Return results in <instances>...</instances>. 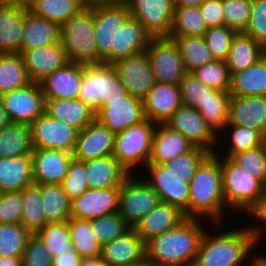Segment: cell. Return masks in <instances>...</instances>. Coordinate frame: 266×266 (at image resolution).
I'll return each instance as SVG.
<instances>
[{
	"label": "cell",
	"mask_w": 266,
	"mask_h": 266,
	"mask_svg": "<svg viewBox=\"0 0 266 266\" xmlns=\"http://www.w3.org/2000/svg\"><path fill=\"white\" fill-rule=\"evenodd\" d=\"M247 213L248 217H251L258 221L263 225H257L256 227H246V229L249 231V233L253 236L254 240L256 243L260 244L264 238V225H266V190L264 193L261 195L260 198H258L246 211L244 214ZM251 216H249V215Z\"/></svg>",
	"instance_id": "cell-59"
},
{
	"label": "cell",
	"mask_w": 266,
	"mask_h": 266,
	"mask_svg": "<svg viewBox=\"0 0 266 266\" xmlns=\"http://www.w3.org/2000/svg\"><path fill=\"white\" fill-rule=\"evenodd\" d=\"M120 188L88 189L71 201V217L91 220L118 212Z\"/></svg>",
	"instance_id": "cell-20"
},
{
	"label": "cell",
	"mask_w": 266,
	"mask_h": 266,
	"mask_svg": "<svg viewBox=\"0 0 266 266\" xmlns=\"http://www.w3.org/2000/svg\"><path fill=\"white\" fill-rule=\"evenodd\" d=\"M41 196L47 223L63 222L71 217V200L61 184H41Z\"/></svg>",
	"instance_id": "cell-37"
},
{
	"label": "cell",
	"mask_w": 266,
	"mask_h": 266,
	"mask_svg": "<svg viewBox=\"0 0 266 266\" xmlns=\"http://www.w3.org/2000/svg\"><path fill=\"white\" fill-rule=\"evenodd\" d=\"M128 266H159L150 261L147 257L144 258L142 261H139L137 263L130 264Z\"/></svg>",
	"instance_id": "cell-69"
},
{
	"label": "cell",
	"mask_w": 266,
	"mask_h": 266,
	"mask_svg": "<svg viewBox=\"0 0 266 266\" xmlns=\"http://www.w3.org/2000/svg\"><path fill=\"white\" fill-rule=\"evenodd\" d=\"M34 0H0V5L29 9Z\"/></svg>",
	"instance_id": "cell-62"
},
{
	"label": "cell",
	"mask_w": 266,
	"mask_h": 266,
	"mask_svg": "<svg viewBox=\"0 0 266 266\" xmlns=\"http://www.w3.org/2000/svg\"><path fill=\"white\" fill-rule=\"evenodd\" d=\"M192 73L208 87L229 91L231 75L224 60L214 59L212 62L196 68Z\"/></svg>",
	"instance_id": "cell-49"
},
{
	"label": "cell",
	"mask_w": 266,
	"mask_h": 266,
	"mask_svg": "<svg viewBox=\"0 0 266 266\" xmlns=\"http://www.w3.org/2000/svg\"><path fill=\"white\" fill-rule=\"evenodd\" d=\"M208 30L200 7L174 8L173 22L169 36H203Z\"/></svg>",
	"instance_id": "cell-43"
},
{
	"label": "cell",
	"mask_w": 266,
	"mask_h": 266,
	"mask_svg": "<svg viewBox=\"0 0 266 266\" xmlns=\"http://www.w3.org/2000/svg\"><path fill=\"white\" fill-rule=\"evenodd\" d=\"M31 83L20 53L0 56V95Z\"/></svg>",
	"instance_id": "cell-40"
},
{
	"label": "cell",
	"mask_w": 266,
	"mask_h": 266,
	"mask_svg": "<svg viewBox=\"0 0 266 266\" xmlns=\"http://www.w3.org/2000/svg\"><path fill=\"white\" fill-rule=\"evenodd\" d=\"M90 226L101 246L118 238L131 228L118 212L91 219Z\"/></svg>",
	"instance_id": "cell-47"
},
{
	"label": "cell",
	"mask_w": 266,
	"mask_h": 266,
	"mask_svg": "<svg viewBox=\"0 0 266 266\" xmlns=\"http://www.w3.org/2000/svg\"><path fill=\"white\" fill-rule=\"evenodd\" d=\"M229 131L227 133L229 136L228 140H230L227 153L225 154V158H231L236 153L241 151H246L249 149L256 148L258 146L263 145V134L253 128L226 124L223 131Z\"/></svg>",
	"instance_id": "cell-45"
},
{
	"label": "cell",
	"mask_w": 266,
	"mask_h": 266,
	"mask_svg": "<svg viewBox=\"0 0 266 266\" xmlns=\"http://www.w3.org/2000/svg\"><path fill=\"white\" fill-rule=\"evenodd\" d=\"M165 125L174 131L180 132L195 147L205 149L211 154L218 152L215 151V148L219 145L220 137L207 124L199 111L193 107L181 104L165 122Z\"/></svg>",
	"instance_id": "cell-11"
},
{
	"label": "cell",
	"mask_w": 266,
	"mask_h": 266,
	"mask_svg": "<svg viewBox=\"0 0 266 266\" xmlns=\"http://www.w3.org/2000/svg\"><path fill=\"white\" fill-rule=\"evenodd\" d=\"M44 112L60 119L77 131H81L95 119V112L82 100L78 99H45Z\"/></svg>",
	"instance_id": "cell-30"
},
{
	"label": "cell",
	"mask_w": 266,
	"mask_h": 266,
	"mask_svg": "<svg viewBox=\"0 0 266 266\" xmlns=\"http://www.w3.org/2000/svg\"><path fill=\"white\" fill-rule=\"evenodd\" d=\"M252 0H222L224 26L239 32L247 28Z\"/></svg>",
	"instance_id": "cell-53"
},
{
	"label": "cell",
	"mask_w": 266,
	"mask_h": 266,
	"mask_svg": "<svg viewBox=\"0 0 266 266\" xmlns=\"http://www.w3.org/2000/svg\"><path fill=\"white\" fill-rule=\"evenodd\" d=\"M23 204L22 191L0 193V224H21Z\"/></svg>",
	"instance_id": "cell-56"
},
{
	"label": "cell",
	"mask_w": 266,
	"mask_h": 266,
	"mask_svg": "<svg viewBox=\"0 0 266 266\" xmlns=\"http://www.w3.org/2000/svg\"><path fill=\"white\" fill-rule=\"evenodd\" d=\"M177 45L187 72L214 60L203 36H169Z\"/></svg>",
	"instance_id": "cell-39"
},
{
	"label": "cell",
	"mask_w": 266,
	"mask_h": 266,
	"mask_svg": "<svg viewBox=\"0 0 266 266\" xmlns=\"http://www.w3.org/2000/svg\"><path fill=\"white\" fill-rule=\"evenodd\" d=\"M243 33L266 47V0H252L251 15Z\"/></svg>",
	"instance_id": "cell-58"
},
{
	"label": "cell",
	"mask_w": 266,
	"mask_h": 266,
	"mask_svg": "<svg viewBox=\"0 0 266 266\" xmlns=\"http://www.w3.org/2000/svg\"><path fill=\"white\" fill-rule=\"evenodd\" d=\"M10 123V120L8 118V115L6 114V111L3 106V102L0 98V129H2L4 126L8 125Z\"/></svg>",
	"instance_id": "cell-68"
},
{
	"label": "cell",
	"mask_w": 266,
	"mask_h": 266,
	"mask_svg": "<svg viewBox=\"0 0 266 266\" xmlns=\"http://www.w3.org/2000/svg\"><path fill=\"white\" fill-rule=\"evenodd\" d=\"M153 188L144 180L130 174L120 186L118 213L134 227L144 216L160 204Z\"/></svg>",
	"instance_id": "cell-9"
},
{
	"label": "cell",
	"mask_w": 266,
	"mask_h": 266,
	"mask_svg": "<svg viewBox=\"0 0 266 266\" xmlns=\"http://www.w3.org/2000/svg\"><path fill=\"white\" fill-rule=\"evenodd\" d=\"M230 95L266 96V55L248 68L231 74Z\"/></svg>",
	"instance_id": "cell-34"
},
{
	"label": "cell",
	"mask_w": 266,
	"mask_h": 266,
	"mask_svg": "<svg viewBox=\"0 0 266 266\" xmlns=\"http://www.w3.org/2000/svg\"><path fill=\"white\" fill-rule=\"evenodd\" d=\"M181 104L179 85L155 82L143 99V113L151 122L165 124Z\"/></svg>",
	"instance_id": "cell-21"
},
{
	"label": "cell",
	"mask_w": 266,
	"mask_h": 266,
	"mask_svg": "<svg viewBox=\"0 0 266 266\" xmlns=\"http://www.w3.org/2000/svg\"><path fill=\"white\" fill-rule=\"evenodd\" d=\"M181 102L198 110L214 89L203 84L192 72H187L179 83Z\"/></svg>",
	"instance_id": "cell-51"
},
{
	"label": "cell",
	"mask_w": 266,
	"mask_h": 266,
	"mask_svg": "<svg viewBox=\"0 0 266 266\" xmlns=\"http://www.w3.org/2000/svg\"><path fill=\"white\" fill-rule=\"evenodd\" d=\"M238 32L227 26L211 27L203 35L215 60H226L233 38Z\"/></svg>",
	"instance_id": "cell-52"
},
{
	"label": "cell",
	"mask_w": 266,
	"mask_h": 266,
	"mask_svg": "<svg viewBox=\"0 0 266 266\" xmlns=\"http://www.w3.org/2000/svg\"><path fill=\"white\" fill-rule=\"evenodd\" d=\"M31 82L40 83L51 73L68 63L60 42L26 50L22 54Z\"/></svg>",
	"instance_id": "cell-24"
},
{
	"label": "cell",
	"mask_w": 266,
	"mask_h": 266,
	"mask_svg": "<svg viewBox=\"0 0 266 266\" xmlns=\"http://www.w3.org/2000/svg\"><path fill=\"white\" fill-rule=\"evenodd\" d=\"M231 158L266 187V150L263 145L236 153Z\"/></svg>",
	"instance_id": "cell-54"
},
{
	"label": "cell",
	"mask_w": 266,
	"mask_h": 266,
	"mask_svg": "<svg viewBox=\"0 0 266 266\" xmlns=\"http://www.w3.org/2000/svg\"><path fill=\"white\" fill-rule=\"evenodd\" d=\"M0 266H22L21 257H0Z\"/></svg>",
	"instance_id": "cell-65"
},
{
	"label": "cell",
	"mask_w": 266,
	"mask_h": 266,
	"mask_svg": "<svg viewBox=\"0 0 266 266\" xmlns=\"http://www.w3.org/2000/svg\"><path fill=\"white\" fill-rule=\"evenodd\" d=\"M23 212L21 225L31 234L41 230L47 220L42 207L41 185L33 184L22 190Z\"/></svg>",
	"instance_id": "cell-42"
},
{
	"label": "cell",
	"mask_w": 266,
	"mask_h": 266,
	"mask_svg": "<svg viewBox=\"0 0 266 266\" xmlns=\"http://www.w3.org/2000/svg\"><path fill=\"white\" fill-rule=\"evenodd\" d=\"M95 119L111 132L119 133L145 119L143 100L131 94L122 99L108 100L96 113Z\"/></svg>",
	"instance_id": "cell-17"
},
{
	"label": "cell",
	"mask_w": 266,
	"mask_h": 266,
	"mask_svg": "<svg viewBox=\"0 0 266 266\" xmlns=\"http://www.w3.org/2000/svg\"><path fill=\"white\" fill-rule=\"evenodd\" d=\"M101 257L107 266H128L146 258V243L131 227L118 238L104 244Z\"/></svg>",
	"instance_id": "cell-22"
},
{
	"label": "cell",
	"mask_w": 266,
	"mask_h": 266,
	"mask_svg": "<svg viewBox=\"0 0 266 266\" xmlns=\"http://www.w3.org/2000/svg\"><path fill=\"white\" fill-rule=\"evenodd\" d=\"M145 167L150 177L144 180L157 193L160 202L178 207L189 217L190 187L185 176L171 173L163 164L147 163Z\"/></svg>",
	"instance_id": "cell-12"
},
{
	"label": "cell",
	"mask_w": 266,
	"mask_h": 266,
	"mask_svg": "<svg viewBox=\"0 0 266 266\" xmlns=\"http://www.w3.org/2000/svg\"><path fill=\"white\" fill-rule=\"evenodd\" d=\"M211 153L205 149L194 147L190 152L178 155L177 157L163 163L173 174L185 176V181L190 183L197 168Z\"/></svg>",
	"instance_id": "cell-50"
},
{
	"label": "cell",
	"mask_w": 266,
	"mask_h": 266,
	"mask_svg": "<svg viewBox=\"0 0 266 266\" xmlns=\"http://www.w3.org/2000/svg\"><path fill=\"white\" fill-rule=\"evenodd\" d=\"M221 170L226 208L245 213L266 187L232 158L221 159Z\"/></svg>",
	"instance_id": "cell-7"
},
{
	"label": "cell",
	"mask_w": 266,
	"mask_h": 266,
	"mask_svg": "<svg viewBox=\"0 0 266 266\" xmlns=\"http://www.w3.org/2000/svg\"><path fill=\"white\" fill-rule=\"evenodd\" d=\"M68 225L74 251L82 258L101 255L102 246L96 240L91 230L90 220L70 217L68 219Z\"/></svg>",
	"instance_id": "cell-44"
},
{
	"label": "cell",
	"mask_w": 266,
	"mask_h": 266,
	"mask_svg": "<svg viewBox=\"0 0 266 266\" xmlns=\"http://www.w3.org/2000/svg\"><path fill=\"white\" fill-rule=\"evenodd\" d=\"M200 9L208 28L224 26L222 0H206Z\"/></svg>",
	"instance_id": "cell-60"
},
{
	"label": "cell",
	"mask_w": 266,
	"mask_h": 266,
	"mask_svg": "<svg viewBox=\"0 0 266 266\" xmlns=\"http://www.w3.org/2000/svg\"><path fill=\"white\" fill-rule=\"evenodd\" d=\"M95 41L98 50V65L113 64L114 32L130 17L129 8L123 3L94 5Z\"/></svg>",
	"instance_id": "cell-8"
},
{
	"label": "cell",
	"mask_w": 266,
	"mask_h": 266,
	"mask_svg": "<svg viewBox=\"0 0 266 266\" xmlns=\"http://www.w3.org/2000/svg\"><path fill=\"white\" fill-rule=\"evenodd\" d=\"M263 146H264V148L266 150V131H265V133L263 135Z\"/></svg>",
	"instance_id": "cell-70"
},
{
	"label": "cell",
	"mask_w": 266,
	"mask_h": 266,
	"mask_svg": "<svg viewBox=\"0 0 266 266\" xmlns=\"http://www.w3.org/2000/svg\"><path fill=\"white\" fill-rule=\"evenodd\" d=\"M47 246L52 256L73 248L70 239L68 220L63 222L47 223L41 230L35 233Z\"/></svg>",
	"instance_id": "cell-48"
},
{
	"label": "cell",
	"mask_w": 266,
	"mask_h": 266,
	"mask_svg": "<svg viewBox=\"0 0 266 266\" xmlns=\"http://www.w3.org/2000/svg\"><path fill=\"white\" fill-rule=\"evenodd\" d=\"M60 42V26L34 15L27 9L23 26L21 54L26 50Z\"/></svg>",
	"instance_id": "cell-31"
},
{
	"label": "cell",
	"mask_w": 266,
	"mask_h": 266,
	"mask_svg": "<svg viewBox=\"0 0 266 266\" xmlns=\"http://www.w3.org/2000/svg\"><path fill=\"white\" fill-rule=\"evenodd\" d=\"M30 235L21 224H0V257H21Z\"/></svg>",
	"instance_id": "cell-46"
},
{
	"label": "cell",
	"mask_w": 266,
	"mask_h": 266,
	"mask_svg": "<svg viewBox=\"0 0 266 266\" xmlns=\"http://www.w3.org/2000/svg\"><path fill=\"white\" fill-rule=\"evenodd\" d=\"M230 98L231 95L228 91L214 89L209 93L205 103L198 109L200 115L219 136L228 123Z\"/></svg>",
	"instance_id": "cell-41"
},
{
	"label": "cell",
	"mask_w": 266,
	"mask_h": 266,
	"mask_svg": "<svg viewBox=\"0 0 266 266\" xmlns=\"http://www.w3.org/2000/svg\"><path fill=\"white\" fill-rule=\"evenodd\" d=\"M116 134L94 119L89 125L78 131L73 158L88 161L113 154Z\"/></svg>",
	"instance_id": "cell-18"
},
{
	"label": "cell",
	"mask_w": 266,
	"mask_h": 266,
	"mask_svg": "<svg viewBox=\"0 0 266 266\" xmlns=\"http://www.w3.org/2000/svg\"><path fill=\"white\" fill-rule=\"evenodd\" d=\"M227 124L266 131V96L231 95Z\"/></svg>",
	"instance_id": "cell-25"
},
{
	"label": "cell",
	"mask_w": 266,
	"mask_h": 266,
	"mask_svg": "<svg viewBox=\"0 0 266 266\" xmlns=\"http://www.w3.org/2000/svg\"><path fill=\"white\" fill-rule=\"evenodd\" d=\"M128 94L143 100L155 84L146 51L112 64Z\"/></svg>",
	"instance_id": "cell-16"
},
{
	"label": "cell",
	"mask_w": 266,
	"mask_h": 266,
	"mask_svg": "<svg viewBox=\"0 0 266 266\" xmlns=\"http://www.w3.org/2000/svg\"><path fill=\"white\" fill-rule=\"evenodd\" d=\"M86 7L82 0H34L28 10L61 26Z\"/></svg>",
	"instance_id": "cell-38"
},
{
	"label": "cell",
	"mask_w": 266,
	"mask_h": 266,
	"mask_svg": "<svg viewBox=\"0 0 266 266\" xmlns=\"http://www.w3.org/2000/svg\"><path fill=\"white\" fill-rule=\"evenodd\" d=\"M27 9L0 5V50L3 54L20 53Z\"/></svg>",
	"instance_id": "cell-33"
},
{
	"label": "cell",
	"mask_w": 266,
	"mask_h": 266,
	"mask_svg": "<svg viewBox=\"0 0 266 266\" xmlns=\"http://www.w3.org/2000/svg\"><path fill=\"white\" fill-rule=\"evenodd\" d=\"M33 184L31 155L0 158V193L22 191Z\"/></svg>",
	"instance_id": "cell-32"
},
{
	"label": "cell",
	"mask_w": 266,
	"mask_h": 266,
	"mask_svg": "<svg viewBox=\"0 0 266 266\" xmlns=\"http://www.w3.org/2000/svg\"><path fill=\"white\" fill-rule=\"evenodd\" d=\"M123 0H82V2L87 6H94V5H104V4H114L118 2H122Z\"/></svg>",
	"instance_id": "cell-67"
},
{
	"label": "cell",
	"mask_w": 266,
	"mask_h": 266,
	"mask_svg": "<svg viewBox=\"0 0 266 266\" xmlns=\"http://www.w3.org/2000/svg\"><path fill=\"white\" fill-rule=\"evenodd\" d=\"M117 71L112 65H84L83 79L78 98L95 113L108 100L122 99L127 95Z\"/></svg>",
	"instance_id": "cell-5"
},
{
	"label": "cell",
	"mask_w": 266,
	"mask_h": 266,
	"mask_svg": "<svg viewBox=\"0 0 266 266\" xmlns=\"http://www.w3.org/2000/svg\"><path fill=\"white\" fill-rule=\"evenodd\" d=\"M215 233L205 231L193 266H243L258 245L244 227Z\"/></svg>",
	"instance_id": "cell-3"
},
{
	"label": "cell",
	"mask_w": 266,
	"mask_h": 266,
	"mask_svg": "<svg viewBox=\"0 0 266 266\" xmlns=\"http://www.w3.org/2000/svg\"><path fill=\"white\" fill-rule=\"evenodd\" d=\"M83 162L88 189L120 188L130 175L113 155Z\"/></svg>",
	"instance_id": "cell-27"
},
{
	"label": "cell",
	"mask_w": 266,
	"mask_h": 266,
	"mask_svg": "<svg viewBox=\"0 0 266 266\" xmlns=\"http://www.w3.org/2000/svg\"><path fill=\"white\" fill-rule=\"evenodd\" d=\"M10 122L30 125L44 113L45 99L40 83L30 84L0 95Z\"/></svg>",
	"instance_id": "cell-13"
},
{
	"label": "cell",
	"mask_w": 266,
	"mask_h": 266,
	"mask_svg": "<svg viewBox=\"0 0 266 266\" xmlns=\"http://www.w3.org/2000/svg\"><path fill=\"white\" fill-rule=\"evenodd\" d=\"M61 186L71 201L88 190L86 168L83 161L72 159Z\"/></svg>",
	"instance_id": "cell-55"
},
{
	"label": "cell",
	"mask_w": 266,
	"mask_h": 266,
	"mask_svg": "<svg viewBox=\"0 0 266 266\" xmlns=\"http://www.w3.org/2000/svg\"><path fill=\"white\" fill-rule=\"evenodd\" d=\"M252 254L249 255L251 257L250 260L247 259V261H251L249 266H266V256L262 254V256L260 254H257V256L253 255V252H251Z\"/></svg>",
	"instance_id": "cell-66"
},
{
	"label": "cell",
	"mask_w": 266,
	"mask_h": 266,
	"mask_svg": "<svg viewBox=\"0 0 266 266\" xmlns=\"http://www.w3.org/2000/svg\"><path fill=\"white\" fill-rule=\"evenodd\" d=\"M186 218L184 212L178 207L161 202L133 228L139 237L147 243L152 238L177 227Z\"/></svg>",
	"instance_id": "cell-26"
},
{
	"label": "cell",
	"mask_w": 266,
	"mask_h": 266,
	"mask_svg": "<svg viewBox=\"0 0 266 266\" xmlns=\"http://www.w3.org/2000/svg\"><path fill=\"white\" fill-rule=\"evenodd\" d=\"M131 18L137 19L153 37H169L174 14L172 0H123Z\"/></svg>",
	"instance_id": "cell-14"
},
{
	"label": "cell",
	"mask_w": 266,
	"mask_h": 266,
	"mask_svg": "<svg viewBox=\"0 0 266 266\" xmlns=\"http://www.w3.org/2000/svg\"><path fill=\"white\" fill-rule=\"evenodd\" d=\"M194 147L180 132L165 124H157L148 163L163 164L178 155L190 152Z\"/></svg>",
	"instance_id": "cell-29"
},
{
	"label": "cell",
	"mask_w": 266,
	"mask_h": 266,
	"mask_svg": "<svg viewBox=\"0 0 266 266\" xmlns=\"http://www.w3.org/2000/svg\"><path fill=\"white\" fill-rule=\"evenodd\" d=\"M22 266H52V257L47 246L36 235L31 234L21 256Z\"/></svg>",
	"instance_id": "cell-57"
},
{
	"label": "cell",
	"mask_w": 266,
	"mask_h": 266,
	"mask_svg": "<svg viewBox=\"0 0 266 266\" xmlns=\"http://www.w3.org/2000/svg\"><path fill=\"white\" fill-rule=\"evenodd\" d=\"M204 219L187 217L177 227L146 243V257L159 266H193L206 228Z\"/></svg>",
	"instance_id": "cell-1"
},
{
	"label": "cell",
	"mask_w": 266,
	"mask_h": 266,
	"mask_svg": "<svg viewBox=\"0 0 266 266\" xmlns=\"http://www.w3.org/2000/svg\"><path fill=\"white\" fill-rule=\"evenodd\" d=\"M31 157L36 185L61 184L73 159L72 153L48 148H33Z\"/></svg>",
	"instance_id": "cell-19"
},
{
	"label": "cell",
	"mask_w": 266,
	"mask_h": 266,
	"mask_svg": "<svg viewBox=\"0 0 266 266\" xmlns=\"http://www.w3.org/2000/svg\"><path fill=\"white\" fill-rule=\"evenodd\" d=\"M33 148L30 125L10 122L0 129V158L31 155Z\"/></svg>",
	"instance_id": "cell-36"
},
{
	"label": "cell",
	"mask_w": 266,
	"mask_h": 266,
	"mask_svg": "<svg viewBox=\"0 0 266 266\" xmlns=\"http://www.w3.org/2000/svg\"><path fill=\"white\" fill-rule=\"evenodd\" d=\"M206 0H172L174 8L185 6L200 7Z\"/></svg>",
	"instance_id": "cell-64"
},
{
	"label": "cell",
	"mask_w": 266,
	"mask_h": 266,
	"mask_svg": "<svg viewBox=\"0 0 266 266\" xmlns=\"http://www.w3.org/2000/svg\"><path fill=\"white\" fill-rule=\"evenodd\" d=\"M30 128L34 148L73 153L78 131L60 119L52 118L44 112L30 124Z\"/></svg>",
	"instance_id": "cell-15"
},
{
	"label": "cell",
	"mask_w": 266,
	"mask_h": 266,
	"mask_svg": "<svg viewBox=\"0 0 266 266\" xmlns=\"http://www.w3.org/2000/svg\"><path fill=\"white\" fill-rule=\"evenodd\" d=\"M145 51L155 82L179 85L187 71L175 42L168 37L152 38Z\"/></svg>",
	"instance_id": "cell-10"
},
{
	"label": "cell",
	"mask_w": 266,
	"mask_h": 266,
	"mask_svg": "<svg viewBox=\"0 0 266 266\" xmlns=\"http://www.w3.org/2000/svg\"><path fill=\"white\" fill-rule=\"evenodd\" d=\"M265 55V47L252 37L239 32L233 38L225 60L230 75L248 68Z\"/></svg>",
	"instance_id": "cell-35"
},
{
	"label": "cell",
	"mask_w": 266,
	"mask_h": 266,
	"mask_svg": "<svg viewBox=\"0 0 266 266\" xmlns=\"http://www.w3.org/2000/svg\"><path fill=\"white\" fill-rule=\"evenodd\" d=\"M189 218H209L221 226L224 219V189L221 170V157L210 154L197 168L189 183Z\"/></svg>",
	"instance_id": "cell-2"
},
{
	"label": "cell",
	"mask_w": 266,
	"mask_h": 266,
	"mask_svg": "<svg viewBox=\"0 0 266 266\" xmlns=\"http://www.w3.org/2000/svg\"><path fill=\"white\" fill-rule=\"evenodd\" d=\"M84 64L66 63L40 82L44 99H78Z\"/></svg>",
	"instance_id": "cell-23"
},
{
	"label": "cell",
	"mask_w": 266,
	"mask_h": 266,
	"mask_svg": "<svg viewBox=\"0 0 266 266\" xmlns=\"http://www.w3.org/2000/svg\"><path fill=\"white\" fill-rule=\"evenodd\" d=\"M80 266H107L102 260L101 255L97 257H84L82 258Z\"/></svg>",
	"instance_id": "cell-63"
},
{
	"label": "cell",
	"mask_w": 266,
	"mask_h": 266,
	"mask_svg": "<svg viewBox=\"0 0 266 266\" xmlns=\"http://www.w3.org/2000/svg\"><path fill=\"white\" fill-rule=\"evenodd\" d=\"M60 43L68 62L98 65L92 6L86 7L60 26Z\"/></svg>",
	"instance_id": "cell-4"
},
{
	"label": "cell",
	"mask_w": 266,
	"mask_h": 266,
	"mask_svg": "<svg viewBox=\"0 0 266 266\" xmlns=\"http://www.w3.org/2000/svg\"><path fill=\"white\" fill-rule=\"evenodd\" d=\"M81 261L82 257L74 248H68L65 252L52 256V266H80Z\"/></svg>",
	"instance_id": "cell-61"
},
{
	"label": "cell",
	"mask_w": 266,
	"mask_h": 266,
	"mask_svg": "<svg viewBox=\"0 0 266 266\" xmlns=\"http://www.w3.org/2000/svg\"><path fill=\"white\" fill-rule=\"evenodd\" d=\"M156 126V123L145 118L139 124L116 133L112 155L129 174H134L137 166L141 165L139 167L142 168L148 163Z\"/></svg>",
	"instance_id": "cell-6"
},
{
	"label": "cell",
	"mask_w": 266,
	"mask_h": 266,
	"mask_svg": "<svg viewBox=\"0 0 266 266\" xmlns=\"http://www.w3.org/2000/svg\"><path fill=\"white\" fill-rule=\"evenodd\" d=\"M153 37L134 18H129L114 32L113 63L144 51Z\"/></svg>",
	"instance_id": "cell-28"
}]
</instances>
